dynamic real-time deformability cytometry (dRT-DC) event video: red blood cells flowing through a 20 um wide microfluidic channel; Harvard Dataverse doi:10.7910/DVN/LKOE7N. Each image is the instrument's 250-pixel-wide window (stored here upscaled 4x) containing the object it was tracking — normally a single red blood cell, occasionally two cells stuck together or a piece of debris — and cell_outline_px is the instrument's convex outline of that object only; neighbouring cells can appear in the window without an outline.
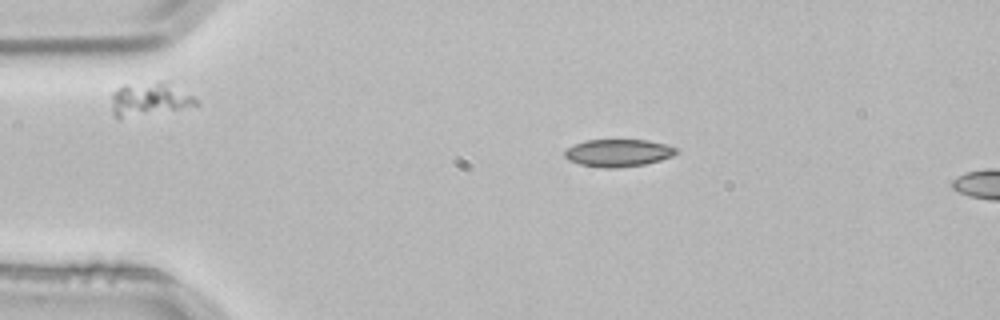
{"species": "common noctule bat (a hibernating species)", "species_latin": "Nyctalus noctula", "temperature_condition": "room temperature", "stored_images_in_passage": 2, "camera_frame_rate_fps": 3000, "um_per_image_px": 0.085, "animal": {"sex": "male", "body_mass_g": 21.5, "forearm_length_mm": 52.0}, "frame": {"image": 1, "passage_image": 1, "time_ms": 0.0, "image_size_px": [1000, 320], "cell_outline_px": [[680, 152], [672, 156], [660, 160], [644, 164], [620, 168], [604, 168], [580, 164], [568, 160], [564, 156], [564, 152], [568, 148], [584, 140], [648, 140], [664, 144], [676, 148]], "centroid_in_image_um": [52.55, 13.0], "position_along_channel_um": 32.4, "area_um2": 17.8}}